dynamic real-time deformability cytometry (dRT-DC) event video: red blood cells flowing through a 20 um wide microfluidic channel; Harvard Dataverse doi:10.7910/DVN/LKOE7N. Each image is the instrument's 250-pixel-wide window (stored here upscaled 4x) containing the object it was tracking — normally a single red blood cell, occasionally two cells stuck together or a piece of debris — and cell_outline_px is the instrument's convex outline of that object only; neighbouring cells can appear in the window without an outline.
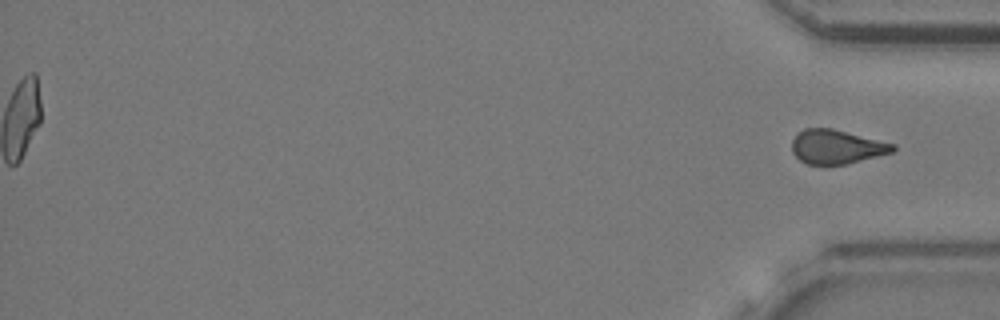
{"species": "common noctule bat (a hibernating species)", "species_latin": "Nyctalus noctula", "temperature_condition": "cold", "stored_images_in_passage": 41, "segment_of_instrument_passage": [2, 2], "camera_frame_rate_fps": 3000, "um_per_image_px": 0.085, "animal": {"sex": "female", "body_mass_g": 24.6, "forearm_length_mm": 56.2}, "frame": {"image": 1, "passage_image": 41, "time_ms": 13.333, "image_size_px": [1000, 320], "cell_outline_px": [[896, 148], [892, 152], [848, 164], [808, 164], [800, 160], [792, 152], [792, 140], [804, 128], [832, 128], [896, 144]], "centroid_in_image_um": [71.12, 12.47], "position_along_channel_um": 364.1, "area_um2": 19.94}}